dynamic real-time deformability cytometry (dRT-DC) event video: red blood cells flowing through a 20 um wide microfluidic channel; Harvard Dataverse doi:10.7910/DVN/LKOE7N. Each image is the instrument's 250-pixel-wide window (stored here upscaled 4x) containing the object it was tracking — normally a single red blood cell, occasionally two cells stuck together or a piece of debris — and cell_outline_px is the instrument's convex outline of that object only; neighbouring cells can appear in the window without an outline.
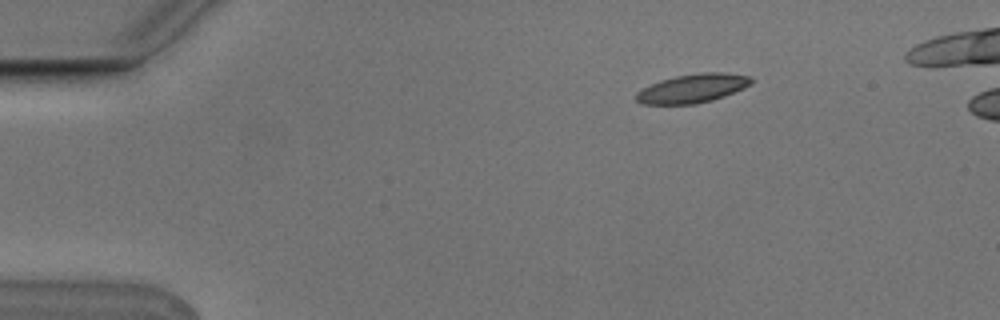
{"species": "Egyptian fruit bat (a non-hibernating species)", "species_latin": "Rousettus aegyptiacus", "temperature_condition": "cold", "stored_images_in_passage": 4, "camera_frame_rate_fps": 3000, "um_per_image_px": 0.085, "animal": {"sex": "male"}, "frame": {"image": 1, "passage_image": 1, "time_ms": 0.0, "image_size_px": [1000, 320], "cell_outline_px": [[752, 84], [744, 88], [724, 96], [712, 100], [696, 104], [644, 104], [636, 100], [636, 92], [660, 80], [676, 76], [700, 72], [720, 72], [748, 76], [752, 80]], "centroid_in_image_um": [58.87, 7.51], "position_along_channel_um": 26.1, "area_um2": 19.13}}